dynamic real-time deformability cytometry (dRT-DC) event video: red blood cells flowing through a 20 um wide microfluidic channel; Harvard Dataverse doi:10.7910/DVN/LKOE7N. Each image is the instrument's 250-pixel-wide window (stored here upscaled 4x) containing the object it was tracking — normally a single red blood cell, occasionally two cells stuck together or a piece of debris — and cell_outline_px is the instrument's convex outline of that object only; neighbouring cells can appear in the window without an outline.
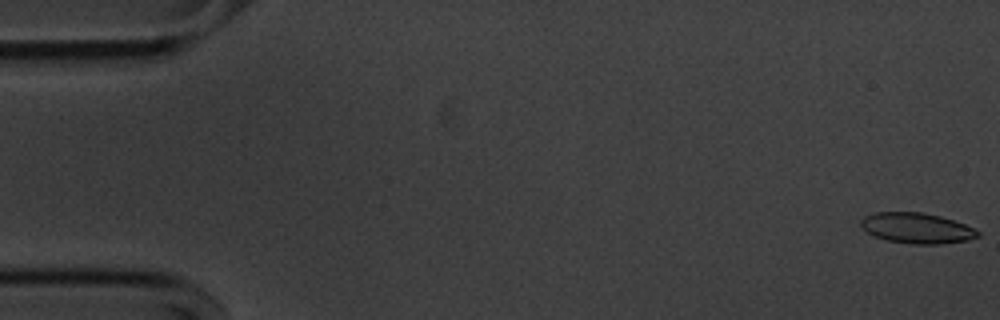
{"species": "common noctule bat (a hibernating species)", "species_latin": "Nyctalus noctula", "temperature_condition": "cold", "stored_images_in_passage": 55, "camera_frame_rate_fps": 3000, "um_per_image_px": 0.085, "animal": {"sex": "male", "body_mass_g": 20.1, "forearm_length_mm": 53.5}, "frame": {"image": 1, "passage_image": 1, "time_ms": 0.0, "image_size_px": [1000, 320], "cell_outline_px": [[980, 236], [968, 240], [940, 244], [912, 244], [888, 240], [872, 236], [860, 224], [860, 220], [864, 216], [876, 212], [924, 212], [940, 216], [964, 224], [980, 232]], "centroid_in_image_um": [77.91, 19.39], "position_along_channel_um": 7.1, "area_um2": 20.75}}
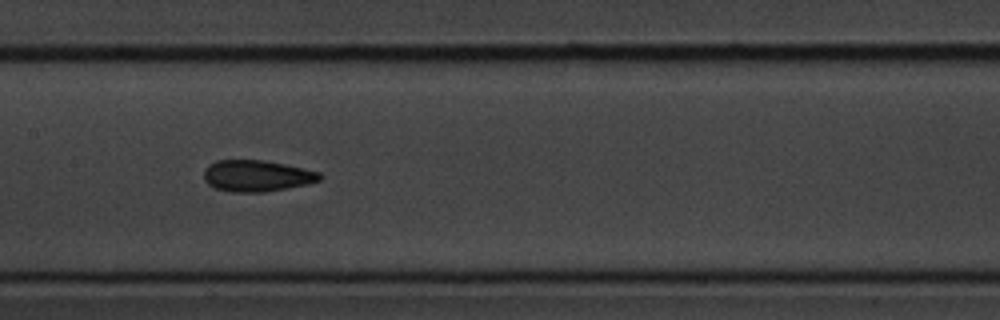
{"frame": {"image": 2, "passage_image": 27, "time_ms": 8.667, "image_size_px": [1000, 320], "cell_outline_px": [[324, 176], [320, 180], [308, 184], [264, 192], [232, 192], [216, 188], [208, 184], [204, 180], [204, 168], [208, 164], [216, 160], [264, 160], [304, 168], [320, 172]], "centroid_in_image_um": [21.83, 14.94], "position_along_channel_um": 185.6, "area_um2": 21.33}}
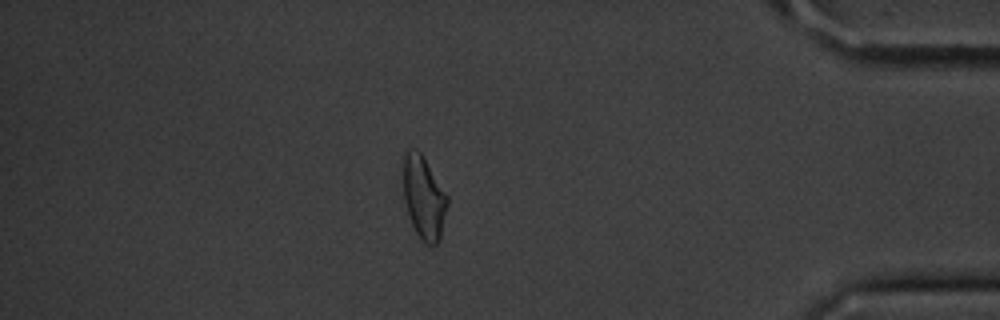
{"frame": {"image": 3, "passage_image": 48, "time_ms": 15.667, "image_size_px": [1000, 320], "cell_outline_px": [[448, 204], [440, 240], [436, 244], [424, 244], [416, 232], [412, 224], [404, 200], [400, 156], [404, 152], [412, 148], [420, 152], [448, 196]], "centroid_in_image_um": [35.98, 16.75], "position_along_channel_um": 399.2, "area_um2": 21.73}, "authors_computed_cell_mechanics": {"area_um2": 21.1548, "velocity_mm_per_s": 3.5965, "shape_relaxation_time_tau1_ms": 7.7905, "shape_relaxation_time_tau2_ms": 3.1786, "deformation_change_tau1": 0.1311, "deformation_change_tau2": 0.0941}}